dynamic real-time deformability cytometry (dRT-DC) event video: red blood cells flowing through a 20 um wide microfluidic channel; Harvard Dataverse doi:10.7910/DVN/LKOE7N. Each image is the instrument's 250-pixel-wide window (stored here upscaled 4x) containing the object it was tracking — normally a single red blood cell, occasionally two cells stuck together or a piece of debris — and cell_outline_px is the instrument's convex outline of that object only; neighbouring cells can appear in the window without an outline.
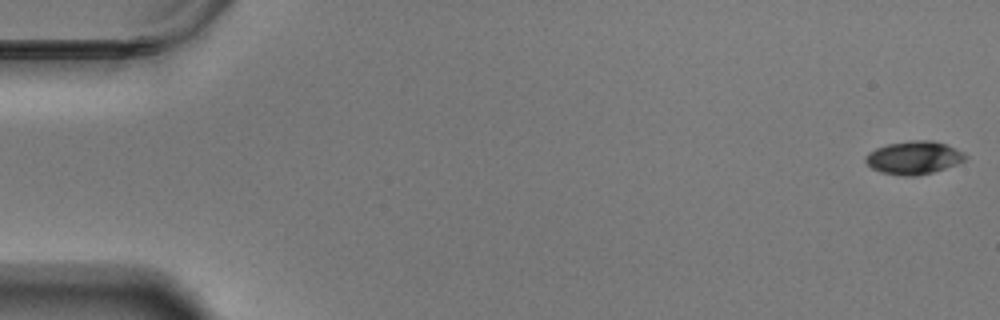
{"species": "Egyptian fruit bat (a non-hibernating species)", "species_latin": "Rousettus aegyptiacus", "temperature_condition": "warm", "stored_images_in_passage": 58, "camera_frame_rate_fps": 3000, "um_per_image_px": 0.085, "animal": {"sex": "male"}, "frame": {"image": 1, "passage_image": 1, "time_ms": 0.0, "image_size_px": [1000, 320], "cell_outline_px": [[968, 156], [964, 160], [956, 164], [932, 172], [916, 176], [904, 176], [880, 172], [872, 168], [864, 160], [864, 156], [868, 152], [876, 148], [888, 144], [912, 140], [932, 140], [944, 144], [964, 152]], "centroid_in_image_um": [77.65, 13.4], "position_along_channel_um": 7.4, "area_um2": 19.13}}
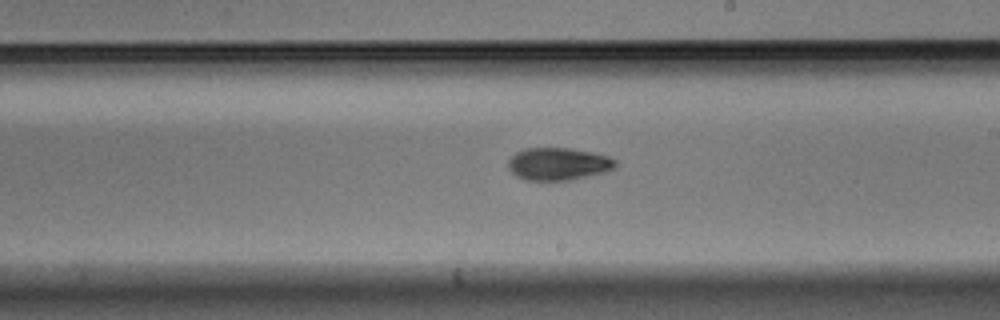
{"frame": {"image": 2, "passage_image": 34, "time_ms": 11.0, "image_size_px": [1000, 320], "cell_outline_px": [[616, 164], [612, 168], [604, 172], [568, 180], [524, 180], [516, 176], [508, 168], [508, 160], [516, 152], [524, 148], [572, 148], [592, 152], [608, 156], [616, 160]], "centroid_in_image_um": [47.41, 13.92], "position_along_channel_um": 241.6, "area_um2": 20.23}}
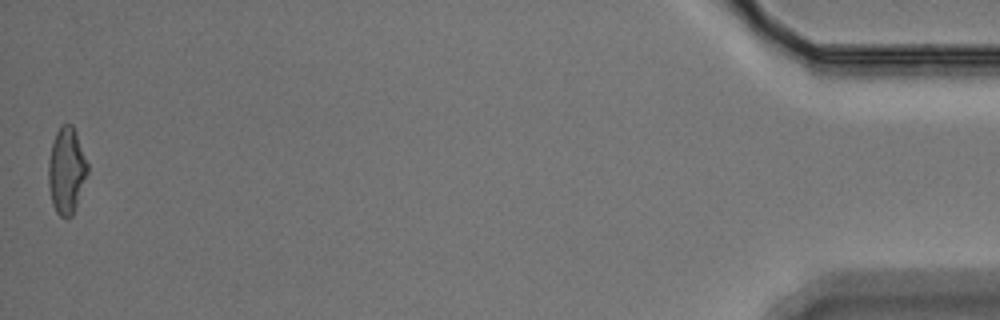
{"frame": {"image": 3, "passage_image": 58, "time_ms": 19.0, "image_size_px": [1000, 320], "cell_outline_px": [[88, 172], [76, 208], [72, 216], [60, 216], [56, 212], [52, 204], [48, 184], [48, 160], [52, 144], [56, 132], [60, 124], [72, 124], [76, 132], [88, 164]], "centroid_in_image_um": [5.65, 14.49], "position_along_channel_um": 429.6, "area_um2": 19.77}, "authors_computed_cell_mechanics": {"area_um2": 19.7676, "velocity_mm_per_s": 3.4983, "shape_relaxation_time_tau1_ms": 8.4898, "shape_relaxation_time_tau2_ms": 4.6425, "deformation_change_tau1": 0.2097, "deformation_change_tau2": 0.1011}}